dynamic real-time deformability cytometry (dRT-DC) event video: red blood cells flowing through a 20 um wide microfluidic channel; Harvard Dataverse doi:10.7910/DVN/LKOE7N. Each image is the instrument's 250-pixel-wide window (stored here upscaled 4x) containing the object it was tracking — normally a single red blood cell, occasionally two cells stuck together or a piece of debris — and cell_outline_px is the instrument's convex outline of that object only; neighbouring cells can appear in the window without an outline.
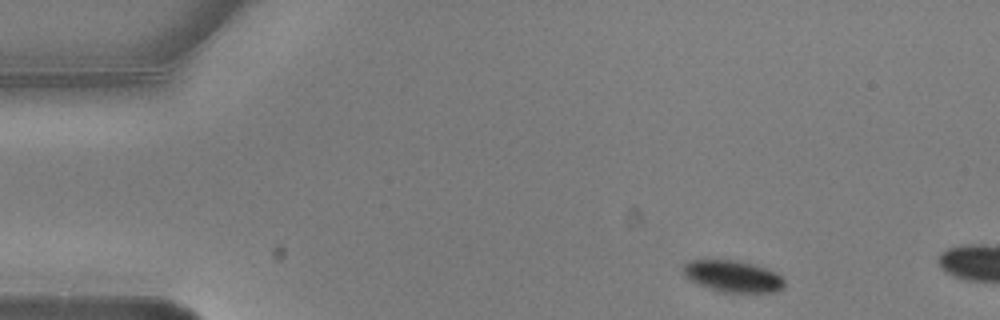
{"species": "common noctule bat (a hibernating species)", "species_latin": "Nyctalus noctula", "temperature_condition": "warm", "stored_images_in_passage": 4, "camera_frame_rate_fps": 3000, "um_per_image_px": 0.085, "animal": {"sex": "male", "body_mass_g": 20.5, "forearm_length_mm": 52.5}, "frame": {"image": 1, "passage_image": 1, "time_ms": 0.0, "image_size_px": [1000, 320], "cell_outline_px": [[784, 288], [776, 292], [720, 292], [700, 284], [684, 276], [684, 264], [688, 260], [732, 260], [756, 264], [776, 272], [784, 280]], "centroid_in_image_um": [62.33, 23.48], "position_along_channel_um": 22.7, "area_um2": 18.55}}